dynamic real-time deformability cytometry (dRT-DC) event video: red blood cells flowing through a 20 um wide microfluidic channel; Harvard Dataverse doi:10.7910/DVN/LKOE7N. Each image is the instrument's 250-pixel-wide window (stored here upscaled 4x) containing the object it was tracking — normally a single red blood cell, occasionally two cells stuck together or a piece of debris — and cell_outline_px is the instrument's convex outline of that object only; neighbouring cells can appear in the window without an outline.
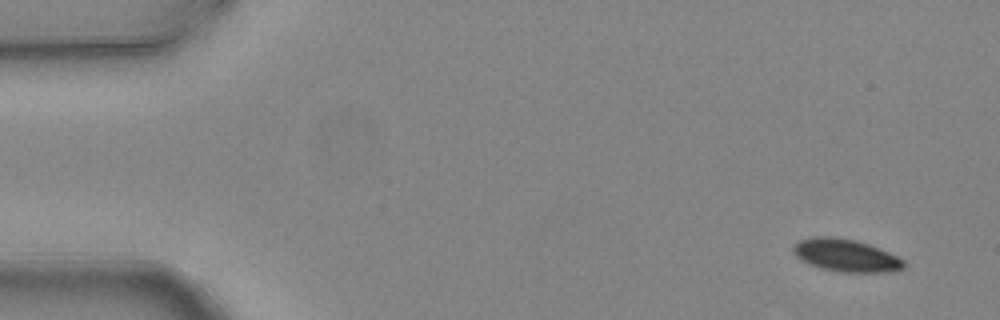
{"species": "common noctule bat (a hibernating species)", "species_latin": "Nyctalus noctula", "temperature_condition": "warm", "stored_images_in_passage": 2, "camera_frame_rate_fps": 3000, "um_per_image_px": 0.085, "animal": {"sex": "female", "body_mass_g": 24.6, "forearm_length_mm": 56.2}, "frame": {"image": 1, "passage_image": 1, "time_ms": 0.0, "image_size_px": [1000, 320], "cell_outline_px": [[904, 268], [892, 272], [840, 272], [820, 268], [808, 264], [800, 260], [792, 252], [792, 248], [800, 240], [812, 236], [832, 236], [856, 240], [880, 248], [904, 260]], "centroid_in_image_um": [71.88, 21.71], "position_along_channel_um": 13.1, "area_um2": 21.15}}